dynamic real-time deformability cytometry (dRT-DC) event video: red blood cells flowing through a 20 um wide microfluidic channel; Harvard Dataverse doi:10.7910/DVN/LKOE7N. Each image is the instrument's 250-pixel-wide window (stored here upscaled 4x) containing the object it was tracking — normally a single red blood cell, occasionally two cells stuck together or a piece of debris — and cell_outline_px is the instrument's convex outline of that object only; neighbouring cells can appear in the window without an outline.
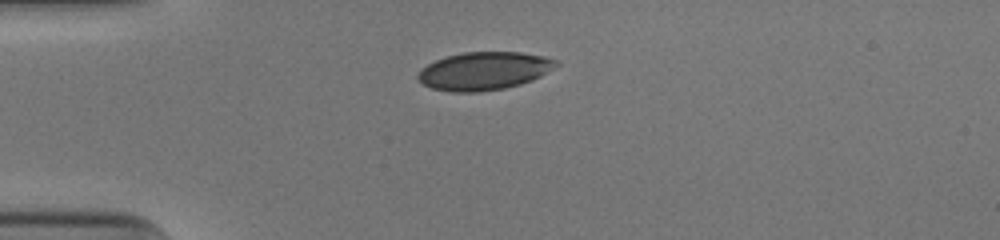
{"species": "human", "species_latin": "Homo sapiens", "temperature_condition": "cold", "stored_images_in_passage": 33, "camera_frame_rate_fps": 3000, "um_per_image_px": 0.085, "donor": {"sex": "male"}, "frame": {"image": 1, "passage_image": 1, "time_ms": 0.0, "image_size_px": [1000, 240], "cell_outline_px": [[560, 64], [540, 76], [532, 80], [520, 84], [504, 88], [480, 92], [452, 92], [432, 88], [424, 84], [416, 76], [428, 64], [436, 60], [448, 56], [464, 52], [520, 52], [544, 56], [560, 60]], "centroid_in_image_um": [41.19, 6.03], "position_along_channel_um": 43.8, "area_um2": 30.46}}
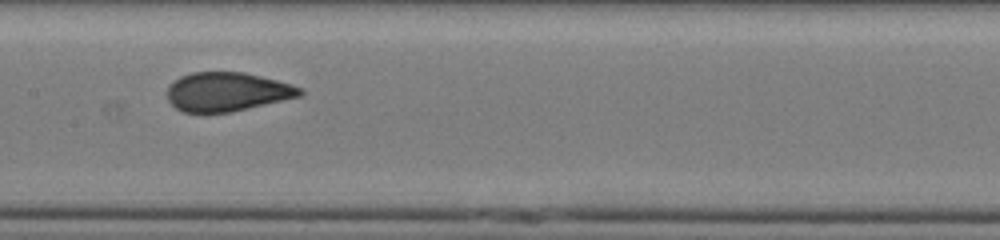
{"frame": {"image": 2, "passage_image": 14, "time_ms": 4.333, "image_size_px": [1000, 240], "cell_outline_px": [[304, 92], [300, 96], [232, 112], [184, 112], [176, 108], [168, 100], [168, 84], [180, 76], [192, 72], [244, 72], [292, 84], [300, 88]], "centroid_in_image_um": [19.28, 7.79], "position_along_channel_um": 188.1, "area_um2": 30.0}}
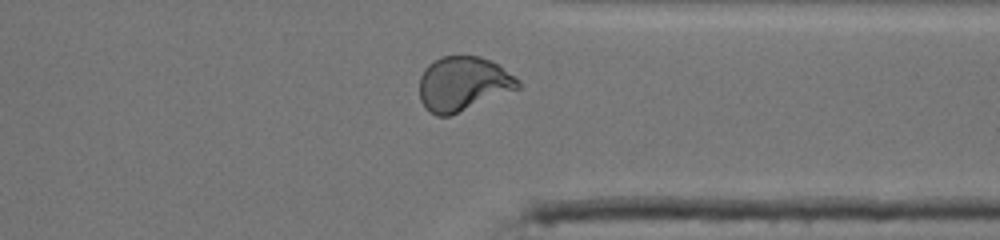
{"frame": {"image": 3, "passage_image": 28, "time_ms": 9.0, "image_size_px": [1000, 240], "cell_outline_px": [[520, 88], [448, 116], [436, 116], [428, 112], [424, 108], [420, 100], [420, 76], [424, 68], [428, 64], [440, 56], [480, 56], [496, 64], [516, 76], [520, 80]], "centroid_in_image_um": [39.33, 7.12], "position_along_channel_um": 372.1, "area_um2": 31.21}, "authors_computed_cell_mechanics": {"area_um2": 30.5762, "velocity_mm_per_s": 3.9592, "shape_relaxation_time_tau1_ms": 6.7422, "shape_relaxation_time_tau2_ms": null, "deformation_change_tau1": 0.1795, "deformation_change_tau2": null}}